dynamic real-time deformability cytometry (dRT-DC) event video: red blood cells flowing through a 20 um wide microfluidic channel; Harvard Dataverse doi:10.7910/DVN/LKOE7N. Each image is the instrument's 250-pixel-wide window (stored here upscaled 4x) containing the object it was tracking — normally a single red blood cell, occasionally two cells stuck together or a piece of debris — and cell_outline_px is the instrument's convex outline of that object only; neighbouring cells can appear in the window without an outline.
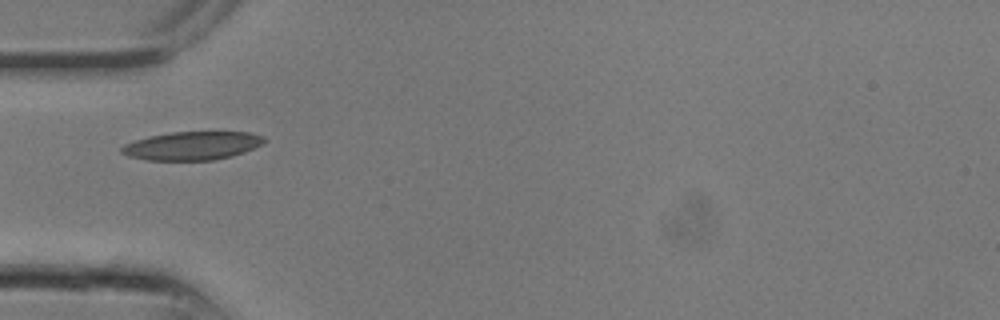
{"species": "common noctule bat (a hibernating species)", "species_latin": "Nyctalus noctula", "temperature_condition": "room temperature", "stored_images_in_passage": 2, "camera_frame_rate_fps": 3000, "um_per_image_px": 0.085, "animal": {"sex": "male", "body_mass_g": 13.3}, "frame": {"image": 1, "passage_image": 1, "time_ms": 0.0, "image_size_px": [1000, 320], "cell_outline_px": [[264, 144], [244, 152], [232, 156], [212, 160], [148, 160], [128, 156], [120, 152], [120, 148], [124, 144], [148, 136], [172, 132], [248, 132], [264, 136]], "centroid_in_image_um": [16.33, 12.39], "position_along_channel_um": 68.7, "area_um2": 23.58}}